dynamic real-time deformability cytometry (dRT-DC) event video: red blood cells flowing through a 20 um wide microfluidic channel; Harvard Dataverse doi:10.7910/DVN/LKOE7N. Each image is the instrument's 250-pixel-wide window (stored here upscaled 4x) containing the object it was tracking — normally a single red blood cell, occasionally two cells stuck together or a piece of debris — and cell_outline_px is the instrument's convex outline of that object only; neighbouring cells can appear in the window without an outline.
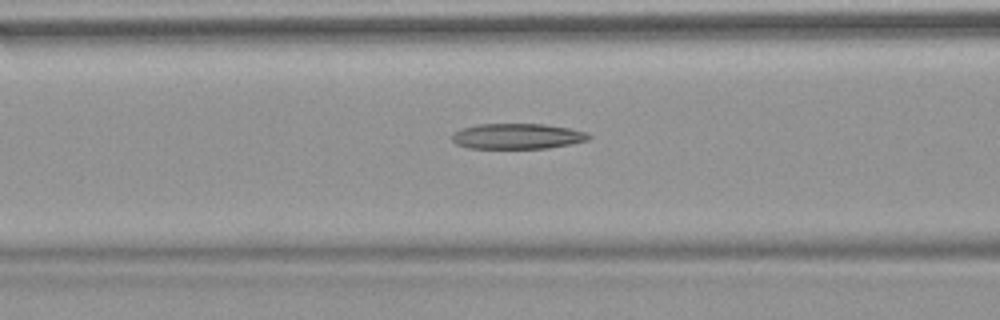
{"species": "common noctule bat (a hibernating species)", "species_latin": "Nyctalus noctula", "temperature_condition": "warm", "stored_images_in_passage": 52, "camera_frame_rate_fps": 3000, "um_per_image_px": 0.085, "animal": {"sex": "female", "body_mass_g": 18.4}, "frame": {"image": 1, "passage_image": 21, "time_ms": 6.667, "image_size_px": [1000, 320], "cell_outline_px": [[592, 136], [588, 140], [572, 144], [548, 148], [468, 148], [456, 144], [452, 140], [452, 132], [460, 128], [476, 124], [544, 124], [568, 128], [584, 132]], "centroid_in_image_um": [43.93, 11.58], "position_along_channel_um": 122.7, "area_um2": 20.4}}
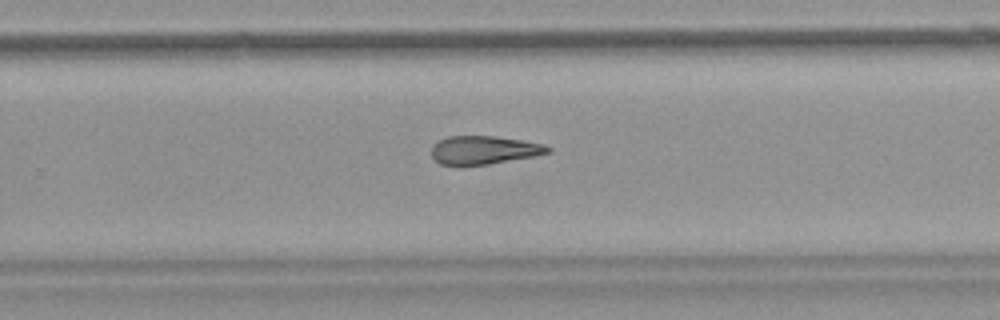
{"frame": {"image": 2, "passage_image": 34, "time_ms": 11.0, "image_size_px": [1000, 320], "cell_outline_px": [[552, 152], [536, 156], [488, 164], [460, 168], [456, 168], [440, 164], [432, 156], [432, 144], [448, 136], [496, 136], [524, 140], [544, 144], [552, 148]], "centroid_in_image_um": [41.13, 12.78], "position_along_channel_um": 288.7, "area_um2": 19.94}}
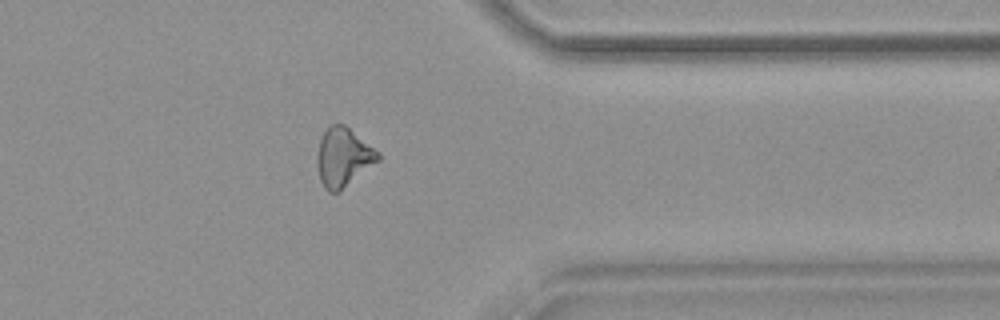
{"frame": {"image": 3, "passage_image": 42, "time_ms": 13.667, "image_size_px": [1000, 320], "cell_outline_px": [[380, 160], [340, 192], [328, 192], [324, 188], [320, 180], [316, 164], [316, 156], [320, 140], [328, 124], [344, 124], [380, 152]], "centroid_in_image_um": [29.17, 13.38], "position_along_channel_um": 382.2, "area_um2": 21.15}, "authors_computed_cell_mechanics": {"area_um2": 21.2415, "velocity_mm_per_s": 3.8532, "shape_relaxation_time_tau1_ms": null, "shape_relaxation_time_tau2_ms": 5.3581, "deformation_change_tau1": null, "deformation_change_tau2": 0.1795}}